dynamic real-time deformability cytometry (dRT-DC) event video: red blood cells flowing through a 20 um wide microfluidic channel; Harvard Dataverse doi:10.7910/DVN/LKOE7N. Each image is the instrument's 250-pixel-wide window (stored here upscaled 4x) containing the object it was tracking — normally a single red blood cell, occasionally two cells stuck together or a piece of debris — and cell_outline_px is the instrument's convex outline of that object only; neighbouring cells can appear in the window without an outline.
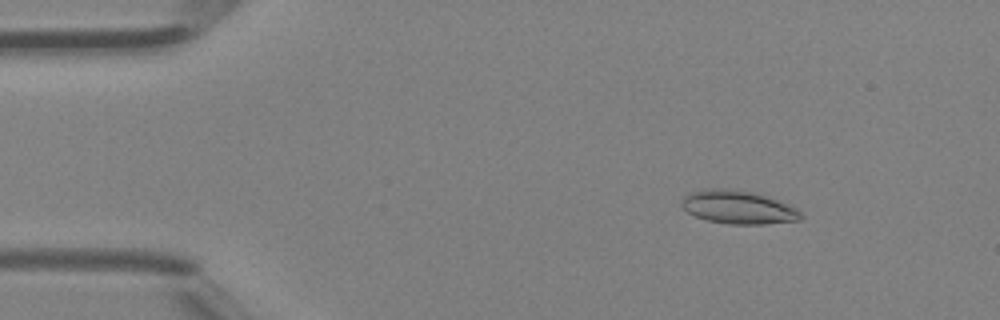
{"species": "Egyptian fruit bat (a non-hibernating species)", "species_latin": "Rousettus aegyptiacus", "temperature_condition": "room temperature", "stored_images_in_passage": 3, "camera_frame_rate_fps": 3000, "um_per_image_px": 0.085, "animal": {"sex": "female"}, "frame": {"image": 1, "passage_image": 2, "time_ms": 0.333, "image_size_px": [1000, 320], "cell_outline_px": [[804, 216], [800, 220], [764, 224], [728, 224], [708, 220], [696, 216], [688, 212], [680, 204], [684, 196], [692, 192], [704, 188], [728, 188], [756, 192], [780, 200], [796, 208]], "centroid_in_image_um": [62.77, 17.6], "position_along_channel_um": 22.2, "area_um2": 23.35}}